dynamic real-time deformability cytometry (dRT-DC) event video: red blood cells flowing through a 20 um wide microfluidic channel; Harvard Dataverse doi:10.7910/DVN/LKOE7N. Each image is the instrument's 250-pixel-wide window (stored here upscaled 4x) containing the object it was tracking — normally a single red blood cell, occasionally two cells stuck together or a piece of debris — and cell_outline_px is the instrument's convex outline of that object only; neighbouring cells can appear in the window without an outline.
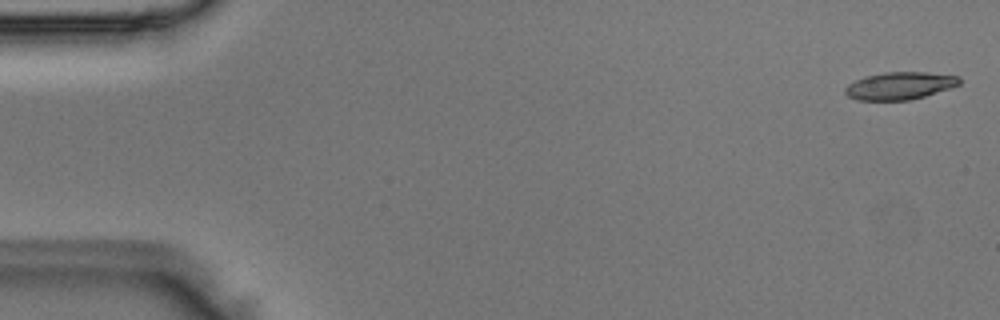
{"species": "Egyptian fruit bat (a non-hibernating species)", "species_latin": "Rousettus aegyptiacus", "temperature_condition": "room temperature", "stored_images_in_passage": 5, "camera_frame_rate_fps": 3000, "um_per_image_px": 0.085, "animal": {"sex": "male"}, "frame": {"image": 1, "passage_image": 1, "time_ms": 0.0, "image_size_px": [1000, 320], "cell_outline_px": [[960, 84], [924, 96], [908, 100], [856, 100], [848, 96], [844, 92], [844, 88], [848, 84], [864, 76], [884, 72], [928, 72], [960, 76]], "centroid_in_image_um": [76.45, 7.28], "position_along_channel_um": 8.6, "area_um2": 18.26}}
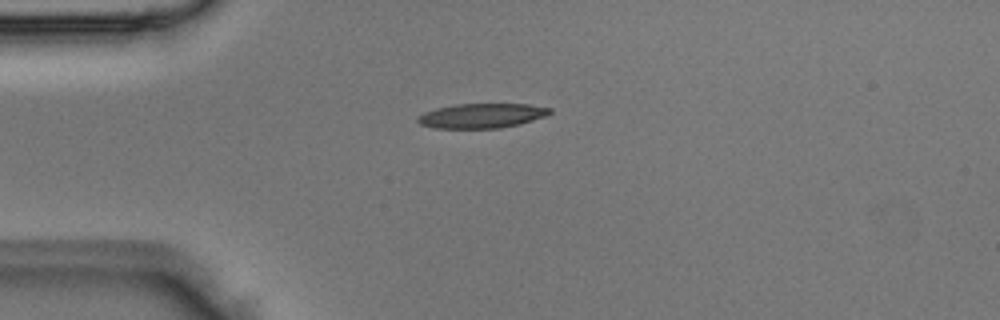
{"frame": {"image": 2, "passage_image": 4, "time_ms": 1.0, "image_size_px": [1000, 320], "cell_outline_px": [[552, 112], [544, 116], [520, 124], [500, 128], [436, 128], [420, 124], [416, 120], [416, 116], [424, 112], [436, 108], [456, 104], [528, 104], [552, 108]], "centroid_in_image_um": [40.92, 9.83], "position_along_channel_um": 44.1, "area_um2": 18.96}}